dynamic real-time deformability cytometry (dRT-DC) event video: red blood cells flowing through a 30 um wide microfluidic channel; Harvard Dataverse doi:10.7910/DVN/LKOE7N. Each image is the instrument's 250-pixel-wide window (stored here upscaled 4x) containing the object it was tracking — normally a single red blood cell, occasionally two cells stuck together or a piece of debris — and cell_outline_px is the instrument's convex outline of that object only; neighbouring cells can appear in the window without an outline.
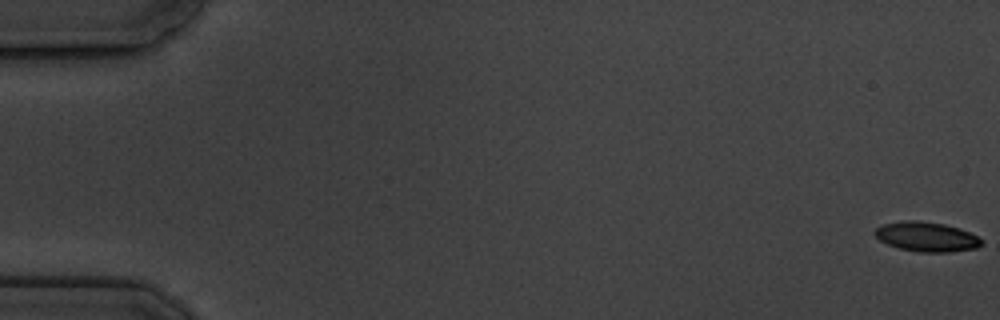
{"species": "common noctule bat (a hibernating species)", "species_latin": "Nyctalus noctula", "temperature_condition": "cold", "stored_images_in_passage": 6, "camera_frame_rate_fps": 3000, "um_per_image_px": 0.085, "animal": {"sex": "male", "body_mass_g": 19.5, "forearm_length_mm": 54.6}, "frame": {"image": 1, "passage_image": 1, "time_ms": 0.0, "image_size_px": [1000, 320], "cell_outline_px": [[984, 244], [976, 248], [948, 252], [920, 252], [900, 248], [888, 244], [880, 240], [872, 232], [876, 228], [884, 224], [904, 220], [920, 220], [944, 224], [960, 228], [984, 240]], "centroid_in_image_um": [78.77, 20.11], "position_along_channel_um": 6.2, "area_um2": 18.44}}